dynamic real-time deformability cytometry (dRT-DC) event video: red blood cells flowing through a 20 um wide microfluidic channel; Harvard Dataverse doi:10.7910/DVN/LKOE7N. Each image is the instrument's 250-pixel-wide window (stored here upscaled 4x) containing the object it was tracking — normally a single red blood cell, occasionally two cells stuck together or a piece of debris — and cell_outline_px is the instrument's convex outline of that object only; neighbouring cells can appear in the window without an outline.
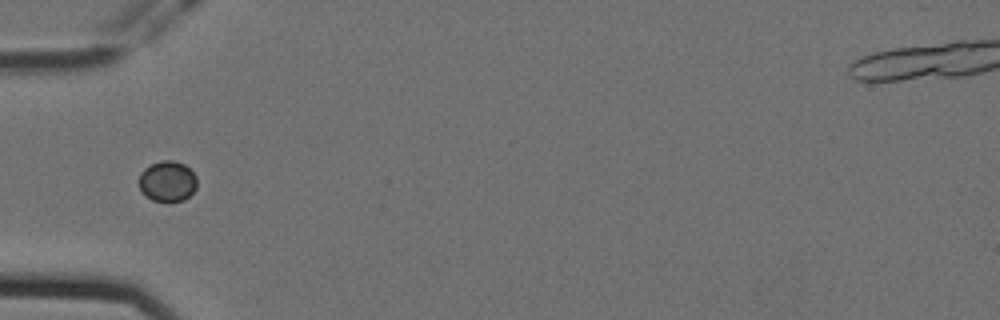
{"species": "Egyptian fruit bat (a non-hibernating species)", "species_latin": "Rousettus aegyptiacus", "temperature_condition": "cold", "stored_images_in_passage": 6, "camera_frame_rate_fps": 3000, "um_per_image_px": 0.085, "animal": {"sex": "female"}, "frame": {"image": 1, "passage_image": 1, "time_ms": 0.0, "image_size_px": [1000, 320], "cell_outline_px": [[196, 188], [184, 200], [152, 200], [144, 196], [140, 192], [140, 172], [144, 168], [160, 160], [172, 160], [184, 164], [196, 176]], "centroid_in_image_um": [14.21, 15.39], "position_along_channel_um": 70.8, "area_um2": 13.58}}
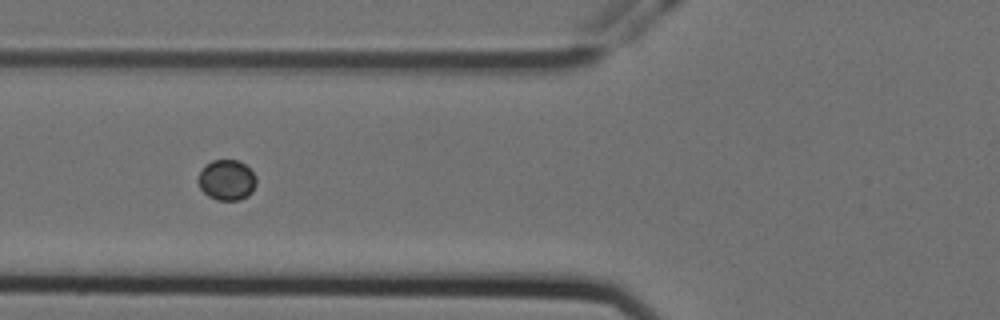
{"frame": {"image": 2, "passage_image": 4, "time_ms": 1.0, "image_size_px": [1000, 320], "cell_outline_px": [[256, 184], [252, 192], [248, 196], [240, 200], [216, 200], [208, 196], [200, 188], [196, 180], [204, 164], [212, 160], [240, 160], [256, 176]], "centroid_in_image_um": [19.25, 15.3], "position_along_channel_um": 106.5, "area_um2": 13.93}}